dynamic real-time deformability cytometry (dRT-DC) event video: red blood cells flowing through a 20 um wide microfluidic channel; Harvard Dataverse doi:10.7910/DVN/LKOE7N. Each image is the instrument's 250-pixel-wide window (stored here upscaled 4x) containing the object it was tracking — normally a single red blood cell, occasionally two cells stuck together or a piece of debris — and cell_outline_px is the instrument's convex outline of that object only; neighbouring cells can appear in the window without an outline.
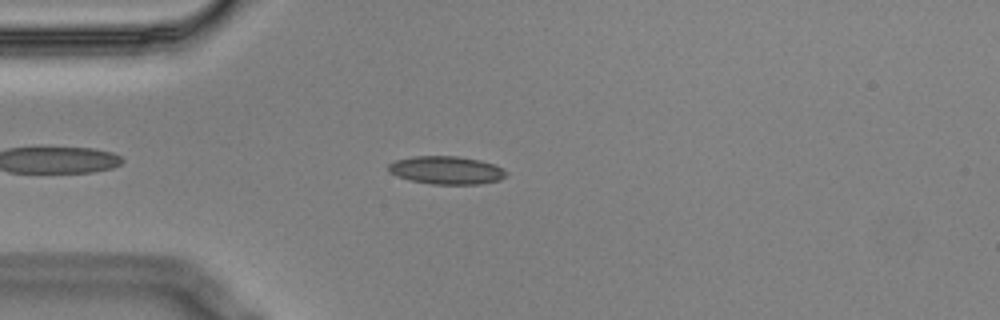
{"species": "Egyptian fruit bat (a non-hibernating species)", "species_latin": "Rousettus aegyptiacus", "temperature_condition": "cold", "stored_images_in_passage": 22, "camera_frame_rate_fps": 3000, "um_per_image_px": 0.085, "animal": {"sex": "male"}, "frame": {"image": 1, "passage_image": 7, "time_ms": 2.0, "image_size_px": [1000, 320], "cell_outline_px": [[508, 172], [500, 180], [480, 184], [432, 184], [408, 180], [388, 172], [388, 164], [396, 160], [412, 156], [456, 156], [480, 160], [496, 164]], "centroid_in_image_um": [37.94, 14.46], "position_along_channel_um": 47.1, "area_um2": 19.36}}
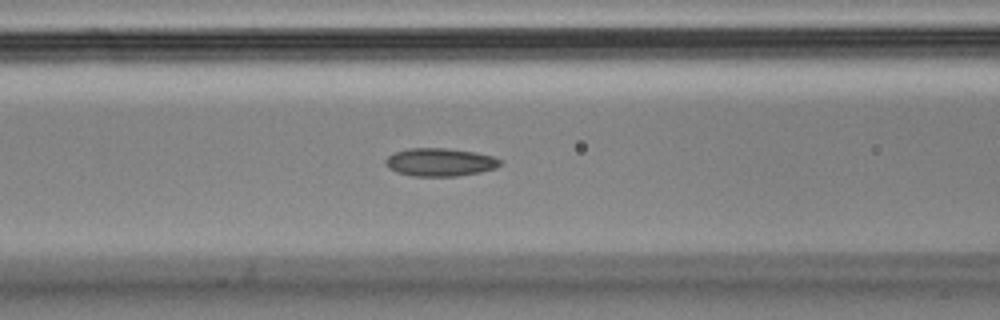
{"frame": {"image": 2, "passage_image": 15, "time_ms": 4.667, "image_size_px": [1000, 320], "cell_outline_px": [[500, 164], [496, 168], [480, 172], [456, 176], [412, 176], [396, 172], [388, 168], [384, 164], [384, 160], [388, 156], [396, 152], [408, 148], [444, 148], [476, 152], [492, 156], [500, 160]], "centroid_in_image_um": [37.36, 13.79], "position_along_channel_um": 129.2, "area_um2": 18.73}}
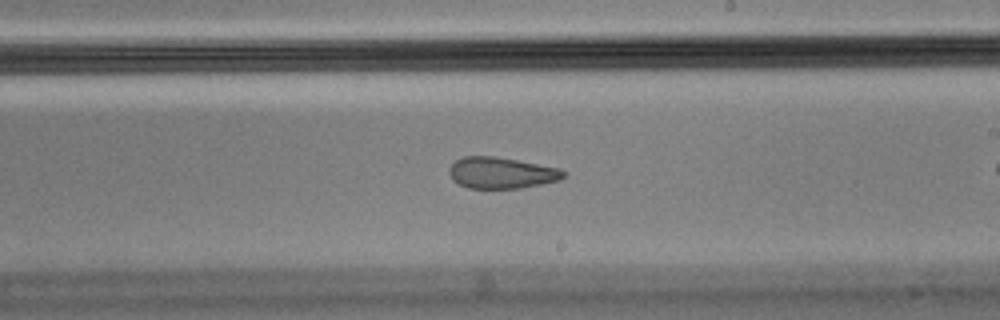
{"frame": {"image": 3, "passage_image": 21, "time_ms": 6.667, "image_size_px": [1000, 320], "cell_outline_px": [[568, 172], [560, 180], [520, 188], [468, 188], [452, 180], [448, 172], [448, 168], [456, 160], [464, 156], [492, 156], [516, 160], [560, 168]], "centroid_in_image_um": [42.61, 14.69], "position_along_channel_um": 246.4, "area_um2": 20.81}}